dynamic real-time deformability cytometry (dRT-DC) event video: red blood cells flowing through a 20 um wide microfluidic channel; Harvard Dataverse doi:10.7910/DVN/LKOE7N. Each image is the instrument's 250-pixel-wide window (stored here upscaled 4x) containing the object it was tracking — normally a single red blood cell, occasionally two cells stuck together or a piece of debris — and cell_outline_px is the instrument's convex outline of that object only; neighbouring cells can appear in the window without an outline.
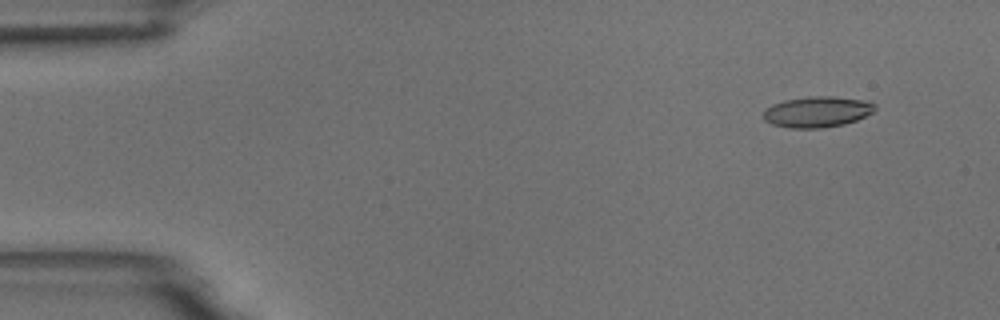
{"species": "common noctule bat (a hibernating species)", "species_latin": "Nyctalus noctula", "temperature_condition": "room temperature", "stored_images_in_passage": 6, "camera_frame_rate_fps": 3000, "um_per_image_px": 0.085, "animal": {"sex": "male", "body_mass_g": 18.8}, "frame": {"image": 1, "passage_image": 2, "time_ms": 1.0, "image_size_px": [1000, 320], "cell_outline_px": [[876, 108], [872, 112], [856, 120], [844, 124], [824, 128], [788, 128], [772, 124], [764, 120], [764, 108], [772, 104], [784, 100], [812, 96], [832, 96], [868, 100], [876, 104]], "centroid_in_image_um": [69.46, 9.5], "position_along_channel_um": 15.5, "area_um2": 20.23}}